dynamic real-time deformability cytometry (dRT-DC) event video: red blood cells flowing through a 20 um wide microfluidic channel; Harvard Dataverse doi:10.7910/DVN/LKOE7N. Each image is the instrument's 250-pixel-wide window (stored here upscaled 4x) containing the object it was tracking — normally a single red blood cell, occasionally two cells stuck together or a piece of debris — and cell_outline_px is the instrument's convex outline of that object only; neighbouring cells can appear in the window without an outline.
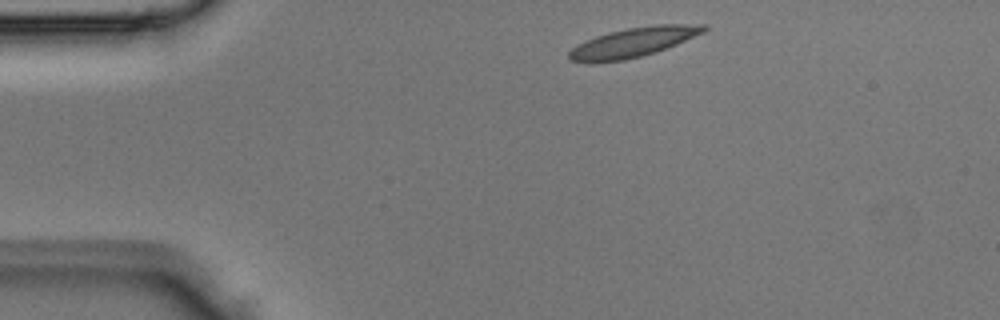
{"species": "Egyptian fruit bat (a non-hibernating species)", "species_latin": "Rousettus aegyptiacus", "temperature_condition": "room temperature", "stored_images_in_passage": 2, "camera_frame_rate_fps": 3000, "um_per_image_px": 0.085, "animal": {"sex": "male"}, "frame": {"image": 1, "passage_image": 1, "time_ms": 0.0, "image_size_px": [1000, 320], "cell_outline_px": [[708, 28], [704, 32], [676, 44], [656, 52], [624, 60], [592, 64], [588, 64], [568, 60], [568, 52], [572, 48], [596, 36], [608, 32], [628, 28], [656, 24], [708, 24]], "centroid_in_image_um": [53.8, 3.61], "position_along_channel_um": 31.2, "area_um2": 23.29}}